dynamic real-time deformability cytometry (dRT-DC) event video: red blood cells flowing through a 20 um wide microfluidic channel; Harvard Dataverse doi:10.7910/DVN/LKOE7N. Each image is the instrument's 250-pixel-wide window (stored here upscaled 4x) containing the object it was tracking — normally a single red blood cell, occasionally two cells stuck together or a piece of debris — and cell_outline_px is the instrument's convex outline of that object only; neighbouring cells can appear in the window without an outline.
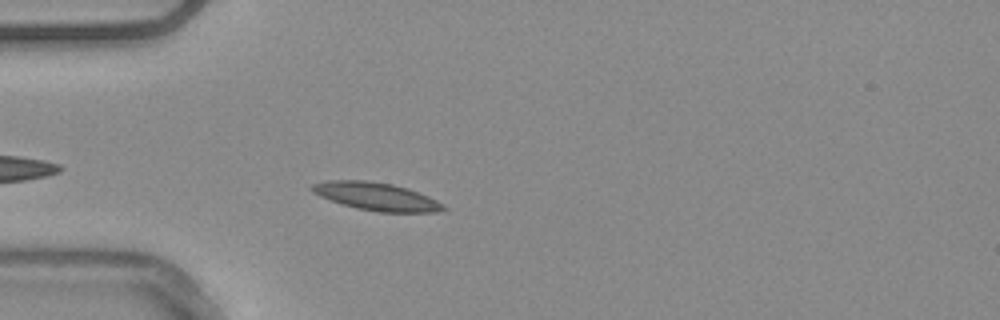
{"species": "common noctule bat (a hibernating species)", "species_latin": "Nyctalus noctula", "temperature_condition": "warm", "stored_images_in_passage": 25, "camera_frame_rate_fps": 3000, "um_per_image_px": 0.085, "animal": {"sex": "male", "body_mass_g": 20.4}, "frame": {"image": 1, "passage_image": 4, "time_ms": 1.0, "image_size_px": [1000, 320], "cell_outline_px": [[448, 208], [436, 212], [380, 212], [356, 208], [320, 196], [312, 192], [308, 188], [312, 184], [328, 180], [368, 180], [392, 184], [408, 188], [428, 196], [444, 204]], "centroid_in_image_um": [31.99, 16.69], "position_along_channel_um": 53.0, "area_um2": 21.33}}
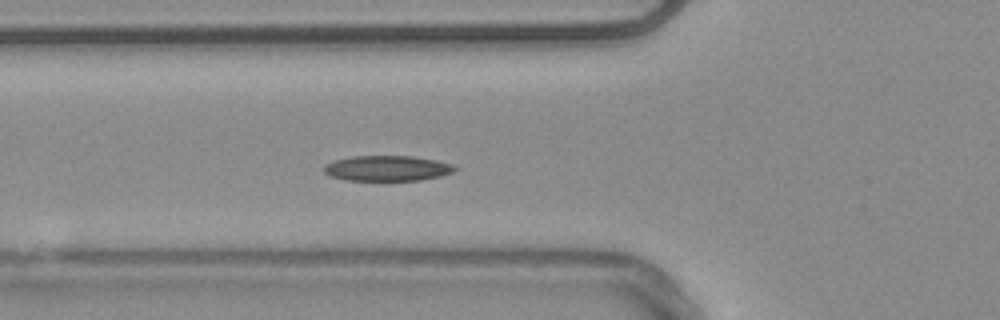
{"frame": {"image": 2, "passage_image": 8, "time_ms": 2.333, "image_size_px": [1000, 320], "cell_outline_px": [[456, 168], [452, 172], [440, 176], [420, 180], [344, 180], [328, 176], [324, 172], [324, 164], [336, 160], [352, 156], [412, 156], [436, 160], [452, 164]], "centroid_in_image_um": [32.87, 14.3], "position_along_channel_um": 92.9, "area_um2": 19.31}}